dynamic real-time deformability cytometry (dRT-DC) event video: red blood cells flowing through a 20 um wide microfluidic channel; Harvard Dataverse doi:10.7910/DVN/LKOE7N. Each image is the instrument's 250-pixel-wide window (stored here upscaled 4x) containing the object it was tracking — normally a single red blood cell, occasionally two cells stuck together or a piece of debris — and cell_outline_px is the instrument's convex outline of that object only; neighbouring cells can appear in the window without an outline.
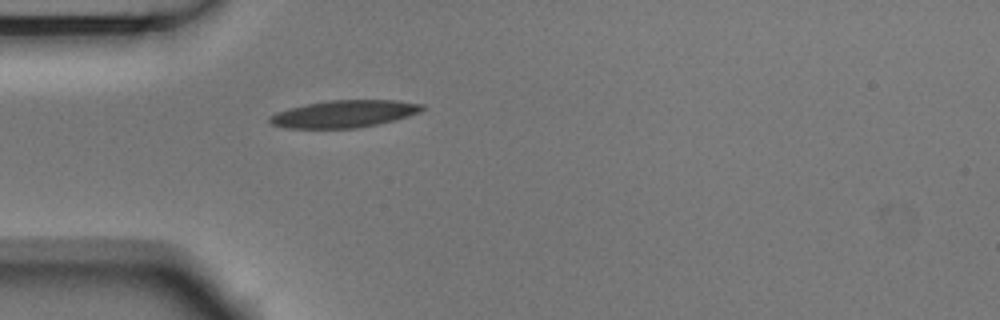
{"species": "Egyptian fruit bat (a non-hibernating species)", "species_latin": "Rousettus aegyptiacus", "temperature_condition": "room temperature", "stored_images_in_passage": 40, "camera_frame_rate_fps": 3000, "um_per_image_px": 0.085, "animal": {"sex": "male"}, "frame": {"image": 1, "passage_image": 1, "time_ms": 0.0, "image_size_px": [1000, 320], "cell_outline_px": [[424, 108], [420, 112], [408, 116], [376, 124], [356, 128], [288, 128], [272, 124], [268, 120], [268, 116], [276, 112], [288, 108], [328, 100], [396, 100], [424, 104]], "centroid_in_image_um": [29.23, 9.67], "position_along_channel_um": 55.8, "area_um2": 24.04}}
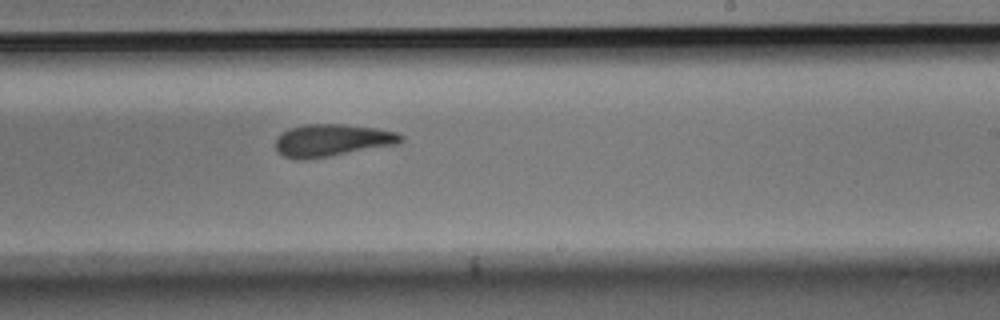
{"frame": {"image": 2, "passage_image": 18, "time_ms": 5.667, "image_size_px": [1000, 320], "cell_outline_px": [[404, 140], [396, 144], [328, 156], [304, 160], [300, 160], [284, 156], [276, 152], [276, 136], [288, 128], [304, 124], [344, 124], [376, 128], [396, 132], [404, 136]], "centroid_in_image_um": [28.18, 11.91], "position_along_channel_um": 260.8, "area_um2": 23.58}}
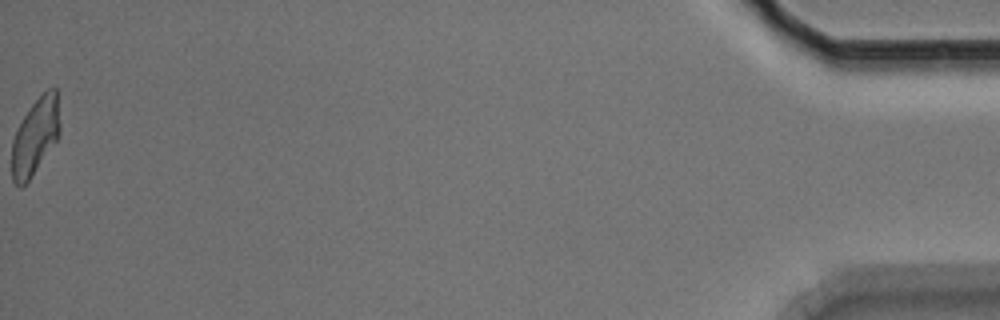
{"frame": {"image": 3, "passage_image": 40, "time_ms": 13.0, "image_size_px": [1000, 320], "cell_outline_px": [[60, 132], [56, 140], [28, 180], [20, 188], [12, 180], [12, 140], [24, 116], [32, 104], [48, 88], [56, 88], [60, 124]], "centroid_in_image_um": [2.99, 11.58], "position_along_channel_um": 432.2, "area_um2": 20.87}, "authors_computed_cell_mechanics": {"area_um2": 23.5246, "velocity_mm_per_s": 3.7038, "shape_relaxation_time_tau1_ms": 5.898, "shape_relaxation_time_tau2_ms": 3.5459, "deformation_change_tau1": 0.1639, "deformation_change_tau2": 0.1182}}